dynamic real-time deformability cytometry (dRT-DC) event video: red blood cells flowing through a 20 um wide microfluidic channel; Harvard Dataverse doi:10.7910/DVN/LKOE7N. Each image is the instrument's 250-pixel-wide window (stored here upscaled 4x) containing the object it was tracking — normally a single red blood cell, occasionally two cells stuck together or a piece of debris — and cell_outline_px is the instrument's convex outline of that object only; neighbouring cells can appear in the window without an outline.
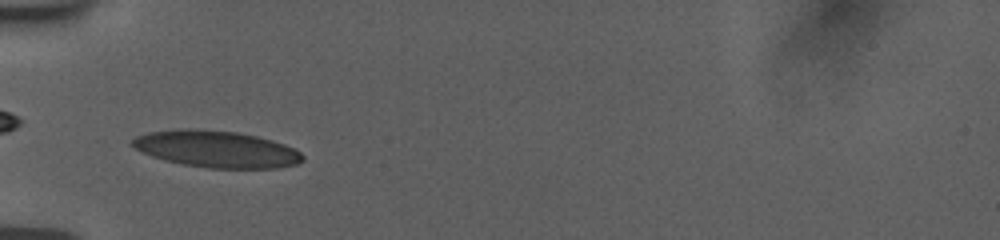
{"species": "human", "species_latin": "Homo sapiens", "temperature_condition": "room temperature", "stored_images_in_passage": 18, "camera_frame_rate_fps": 3000, "um_per_image_px": 0.085, "donor": {"sex": "female"}, "frame": {"image": 1, "passage_image": 8, "time_ms": 3.333, "image_size_px": [1000, 240], "cell_outline_px": [[304, 160], [296, 164], [276, 168], [208, 168], [180, 164], [164, 160], [152, 156], [136, 148], [132, 144], [132, 140], [136, 136], [148, 132], [176, 128], [192, 128], [236, 132], [256, 136], [272, 140], [284, 144], [300, 152], [304, 156]], "centroid_in_image_um": [18.38, 12.67], "position_along_channel_um": 66.6, "area_um2": 36.47}}
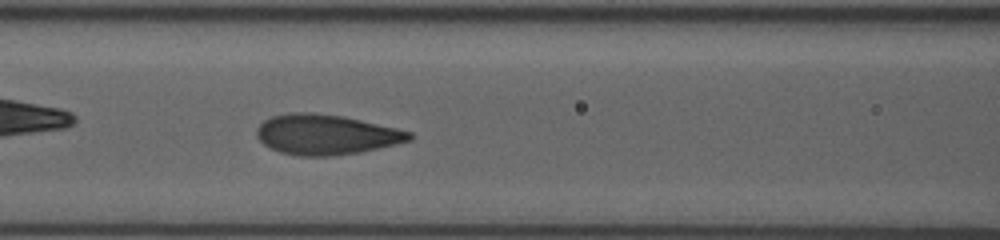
{"frame": {"image": 2, "passage_image": 13, "time_ms": 5.333, "image_size_px": [1000, 240], "cell_outline_px": [[412, 140], [396, 144], [360, 152], [332, 156], [296, 156], [280, 152], [264, 144], [256, 136], [256, 128], [264, 120], [272, 116], [292, 112], [312, 112], [344, 116], [396, 128], [412, 132]], "centroid_in_image_um": [27.7, 11.43], "position_along_channel_um": 138.9, "area_um2": 35.78}}
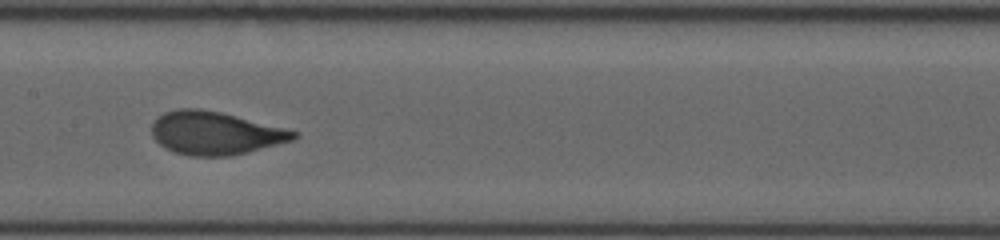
{"frame": {"image": 3, "passage_image": 16, "time_ms": 6.667, "image_size_px": [1000, 240], "cell_outline_px": [[296, 136], [292, 140], [248, 152], [232, 156], [188, 156], [164, 148], [152, 136], [152, 124], [156, 116], [164, 112], [176, 108], [200, 108], [220, 112], [284, 128], [296, 132]], "centroid_in_image_um": [18.21, 11.31], "position_along_channel_um": 189.2, "area_um2": 35.49}}